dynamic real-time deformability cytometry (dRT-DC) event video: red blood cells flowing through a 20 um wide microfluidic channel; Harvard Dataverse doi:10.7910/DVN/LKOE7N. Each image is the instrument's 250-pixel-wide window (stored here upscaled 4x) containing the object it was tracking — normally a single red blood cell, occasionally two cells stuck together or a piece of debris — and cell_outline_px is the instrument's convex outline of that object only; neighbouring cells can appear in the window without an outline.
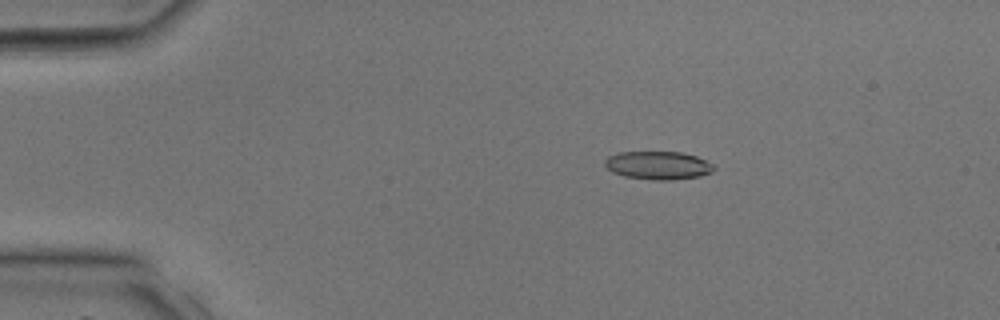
{"species": "common noctule bat (a hibernating species)", "species_latin": "Nyctalus noctula", "temperature_condition": "room temperature", "stored_images_in_passage": 37, "camera_frame_rate_fps": 3000, "um_per_image_px": 0.085, "animal": {"sex": "male", "body_mass_g": 17.9, "forearm_length_mm": 54.2}, "frame": {"image": 1, "passage_image": 7, "time_ms": 2.0, "image_size_px": [1000, 320], "cell_outline_px": [[716, 168], [712, 172], [700, 176], [672, 180], [652, 180], [624, 176], [612, 172], [604, 164], [604, 160], [608, 156], [620, 152], [680, 152], [696, 156], [712, 164]], "centroid_in_image_um": [55.93, 14.06], "position_along_channel_um": 29.1, "area_um2": 17.92}}
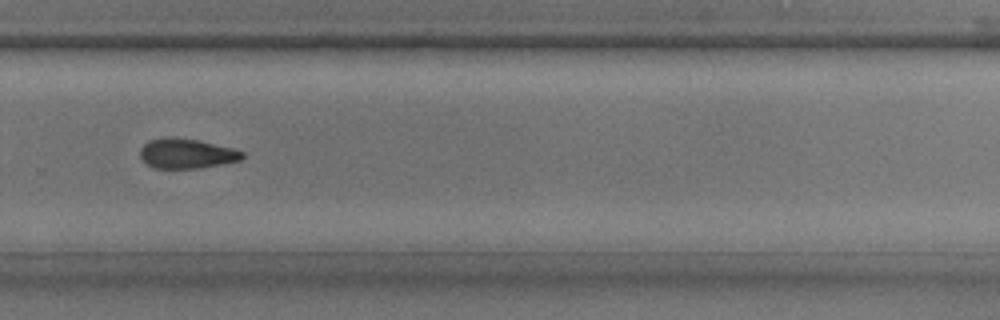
{"frame": {"image": 2, "passage_image": 26, "time_ms": 8.333, "image_size_px": [1000, 320], "cell_outline_px": [[244, 156], [240, 160], [220, 164], [196, 168], [152, 168], [140, 156], [140, 148], [148, 140], [196, 140], [232, 148], [244, 152]], "centroid_in_image_um": [15.88, 13.09], "position_along_channel_um": 313.9, "area_um2": 16.88}}
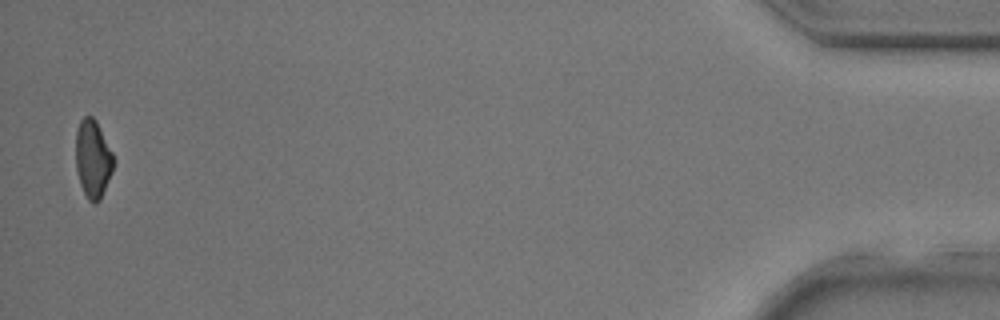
{"frame": {"image": 3, "passage_image": 37, "time_ms": 12.0, "image_size_px": [1000, 320], "cell_outline_px": [[116, 160], [112, 172], [100, 200], [96, 204], [92, 204], [88, 200], [80, 184], [76, 168], [76, 132], [80, 120], [84, 116], [92, 116], [96, 120]], "centroid_in_image_um": [7.9, 13.52], "position_along_channel_um": 427.3, "area_um2": 17.28}}